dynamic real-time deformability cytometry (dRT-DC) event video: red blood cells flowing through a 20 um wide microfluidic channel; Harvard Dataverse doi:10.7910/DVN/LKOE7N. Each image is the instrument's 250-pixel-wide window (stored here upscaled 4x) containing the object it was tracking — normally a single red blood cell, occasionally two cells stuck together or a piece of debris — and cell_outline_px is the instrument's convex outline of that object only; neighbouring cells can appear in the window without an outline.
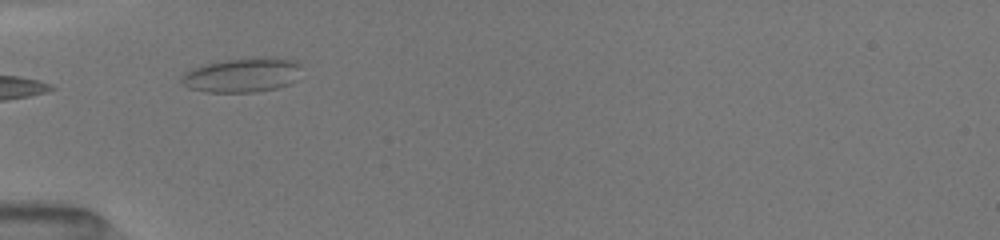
{"species": "common noctule bat (a hibernating species)", "species_latin": "Nyctalus noctula", "temperature_condition": "room temperature", "stored_images_in_passage": 5, "camera_frame_rate_fps": 3000, "um_per_image_px": 0.085, "animal": {"sex": "female", "body_mass_g": 19.5, "forearm_length_mm": 54.1}, "frame": {"image": 1, "passage_image": 4, "time_ms": 3.0, "image_size_px": [1000, 240], "cell_outline_px": [[300, 64], [296, 80], [292, 84], [276, 88], [256, 92], [204, 92], [188, 88], [180, 84], [180, 80], [184, 72], [208, 64], [224, 60], [272, 56], [292, 60]], "centroid_in_image_um": [20.59, 6.39], "position_along_channel_um": 64.4, "area_um2": 24.1}}